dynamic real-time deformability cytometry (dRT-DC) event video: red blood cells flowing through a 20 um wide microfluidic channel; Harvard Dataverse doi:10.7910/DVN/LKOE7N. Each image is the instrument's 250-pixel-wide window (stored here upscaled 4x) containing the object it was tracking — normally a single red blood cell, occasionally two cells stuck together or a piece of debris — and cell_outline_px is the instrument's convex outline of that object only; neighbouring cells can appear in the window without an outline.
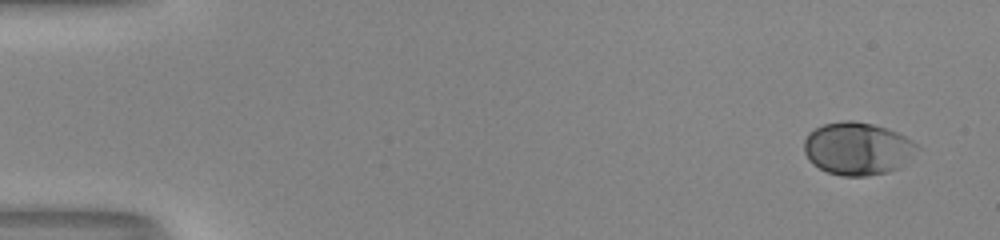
{"species": "human", "species_latin": "Homo sapiens", "temperature_condition": "room temperature", "stored_images_in_passage": 51, "camera_frame_rate_fps": 3000, "um_per_image_px": 0.085, "donor": {"sex": "male"}, "frame": {"image": 1, "passage_image": 1, "time_ms": 0.0, "image_size_px": [1000, 240], "cell_outline_px": [[920, 148], [900, 168], [888, 172], [868, 176], [840, 176], [828, 172], [812, 164], [808, 160], [804, 152], [804, 140], [808, 132], [824, 124], [844, 120], [852, 120], [872, 124], [896, 132], [912, 140]], "centroid_in_image_um": [72.87, 12.64], "position_along_channel_um": 12.1, "area_um2": 34.85}}
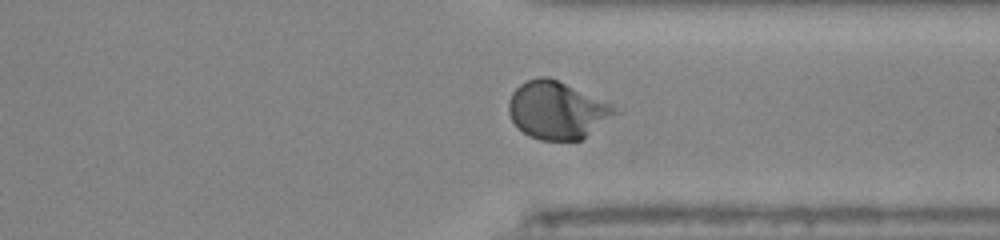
{"frame": {"image": 2, "passage_image": 39, "time_ms": 12.667, "image_size_px": [1000, 240], "cell_outline_px": [[620, 112], [580, 140], [540, 140], [528, 136], [512, 120], [508, 112], [508, 100], [512, 92], [520, 84], [528, 80], [540, 76], [548, 76], [608, 104]], "centroid_in_image_um": [47.29, 9.38], "position_along_channel_um": 364.1, "area_um2": 34.85}}
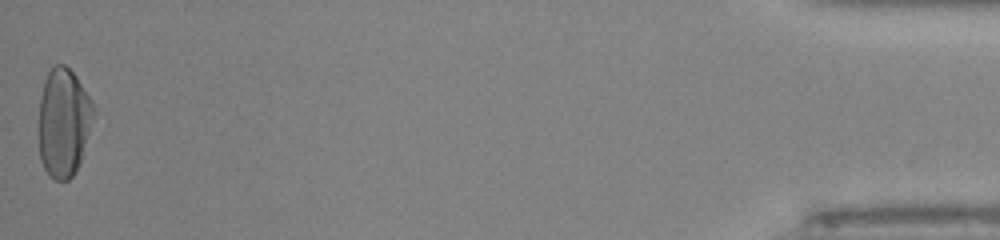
{"frame": {"image": 3, "passage_image": 51, "time_ms": 16.667, "image_size_px": [1000, 240], "cell_outline_px": [[96, 112], [80, 164], [76, 172], [68, 180], [56, 180], [48, 176], [40, 160], [40, 96], [44, 80], [52, 64], [64, 64], [76, 76], [92, 100], [96, 108]], "centroid_in_image_um": [5.43, 10.4], "position_along_channel_um": 429.8, "area_um2": 35.08}, "authors_computed_cell_mechanics": {"area_um2": 33.235, "velocity_mm_per_s": 4.0232, "shape_relaxation_time_tau1_ms": 3.0261, "shape_relaxation_time_tau2_ms": null, "deformation_change_tau1": 0.1576, "deformation_change_tau2": null}}